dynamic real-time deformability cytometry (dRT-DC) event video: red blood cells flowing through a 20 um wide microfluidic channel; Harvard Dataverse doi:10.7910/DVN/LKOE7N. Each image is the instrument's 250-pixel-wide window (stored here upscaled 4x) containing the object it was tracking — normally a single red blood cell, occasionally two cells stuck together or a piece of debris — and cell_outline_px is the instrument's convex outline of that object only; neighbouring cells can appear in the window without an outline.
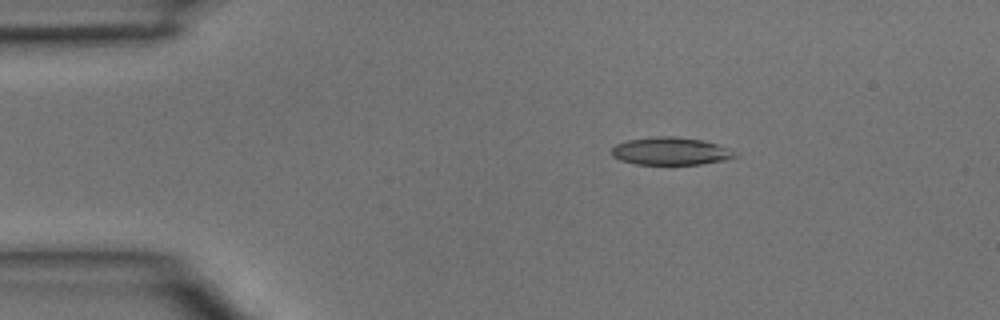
{"species": "common noctule bat (a hibernating species)", "species_latin": "Nyctalus noctula", "temperature_condition": "room temperature", "stored_images_in_passage": 4, "camera_frame_rate_fps": 3000, "um_per_image_px": 0.085, "animal": {"sex": "male", "body_mass_g": 15.6}, "frame": {"image": 1, "passage_image": 2, "time_ms": 0.333, "image_size_px": [1000, 320], "cell_outline_px": [[740, 156], [724, 160], [700, 164], [636, 164], [620, 160], [612, 156], [612, 148], [616, 144], [628, 140], [656, 136], [676, 136], [704, 140], [716, 144]], "centroid_in_image_um": [56.97, 12.84], "position_along_channel_um": 28.0, "area_um2": 19.71}}